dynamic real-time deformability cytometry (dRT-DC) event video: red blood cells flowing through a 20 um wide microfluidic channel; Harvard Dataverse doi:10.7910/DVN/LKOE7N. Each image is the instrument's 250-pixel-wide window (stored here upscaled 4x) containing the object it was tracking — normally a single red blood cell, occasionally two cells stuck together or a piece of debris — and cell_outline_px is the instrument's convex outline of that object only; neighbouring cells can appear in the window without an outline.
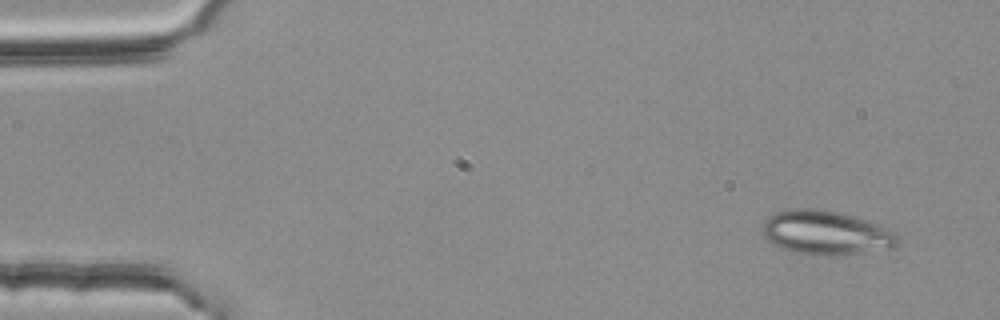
{"species": "common noctule bat (a hibernating species)", "species_latin": "Nyctalus noctula", "temperature_condition": "room temperature", "stored_images_in_passage": 4, "camera_frame_rate_fps": 3000, "um_per_image_px": 0.085, "animal": {"sex": "female", "body_mass_g": 25.1}, "frame": {"image": 1, "passage_image": 1, "time_ms": 0.0, "image_size_px": [1000, 320], "cell_outline_px": [[896, 244], [892, 248], [856, 252], [792, 252], [768, 240], [764, 236], [760, 228], [764, 220], [768, 216], [776, 212], [800, 208], [812, 208], [840, 212], [868, 220], [888, 228], [896, 232]], "centroid_in_image_um": [70.17, 19.71], "position_along_channel_um": 14.8, "area_um2": 33.47}}